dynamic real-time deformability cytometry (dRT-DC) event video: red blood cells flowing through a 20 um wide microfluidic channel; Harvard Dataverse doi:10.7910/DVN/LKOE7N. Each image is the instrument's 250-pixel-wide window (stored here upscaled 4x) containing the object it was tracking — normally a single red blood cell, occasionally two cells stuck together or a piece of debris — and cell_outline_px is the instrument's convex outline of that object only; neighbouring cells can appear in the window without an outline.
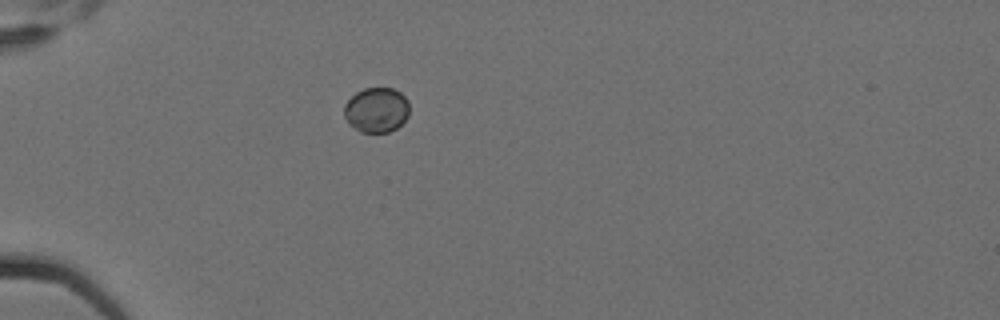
{"species": "Egyptian fruit bat (a non-hibernating species)", "species_latin": "Rousettus aegyptiacus", "temperature_condition": "cold", "stored_images_in_passage": 7, "camera_frame_rate_fps": 3000, "um_per_image_px": 0.085, "animal": {"sex": "female"}, "frame": {"image": 1, "passage_image": 1, "time_ms": 0.0, "image_size_px": [1000, 320], "cell_outline_px": [[408, 116], [396, 128], [388, 132], [360, 132], [348, 124], [344, 116], [344, 104], [356, 92], [364, 88], [392, 88], [400, 92], [408, 100]], "centroid_in_image_um": [31.98, 9.34], "position_along_channel_um": 53.0, "area_um2": 17.11}}
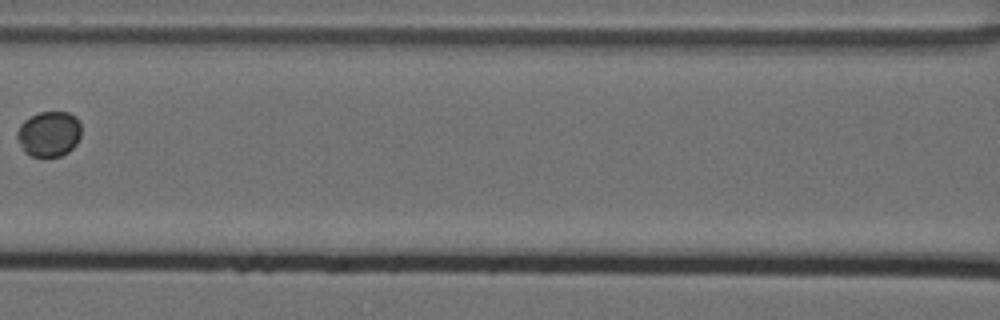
{"frame": {"image": 2, "passage_image": 4, "time_ms": 1.0, "image_size_px": [1000, 320], "cell_outline_px": [[80, 136], [76, 144], [68, 152], [60, 156], [32, 156], [24, 152], [16, 136], [16, 132], [20, 124], [24, 120], [40, 112], [68, 112], [76, 116], [80, 124]], "centroid_in_image_um": [4.16, 11.37], "position_along_channel_um": 162.4, "area_um2": 16.94}}
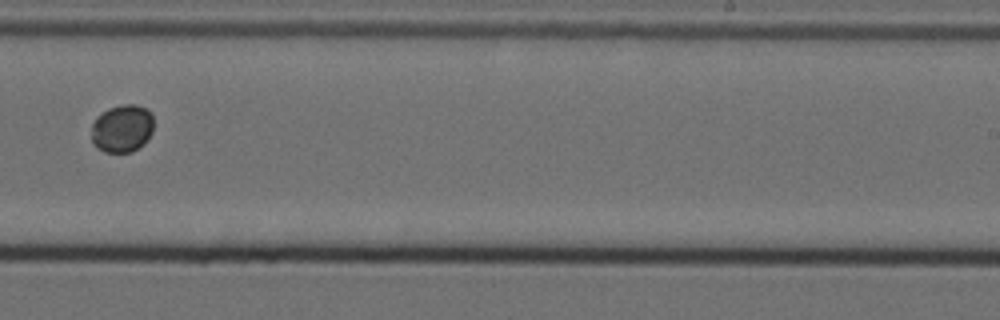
{"frame": {"image": 3, "passage_image": 7, "time_ms": 2.0, "image_size_px": [1000, 320], "cell_outline_px": [[152, 132], [144, 144], [132, 152], [104, 152], [96, 148], [92, 144], [92, 124], [108, 108], [124, 104], [136, 104], [152, 112]], "centroid_in_image_um": [10.39, 10.94], "position_along_channel_um": 278.6, "area_um2": 17.28}}